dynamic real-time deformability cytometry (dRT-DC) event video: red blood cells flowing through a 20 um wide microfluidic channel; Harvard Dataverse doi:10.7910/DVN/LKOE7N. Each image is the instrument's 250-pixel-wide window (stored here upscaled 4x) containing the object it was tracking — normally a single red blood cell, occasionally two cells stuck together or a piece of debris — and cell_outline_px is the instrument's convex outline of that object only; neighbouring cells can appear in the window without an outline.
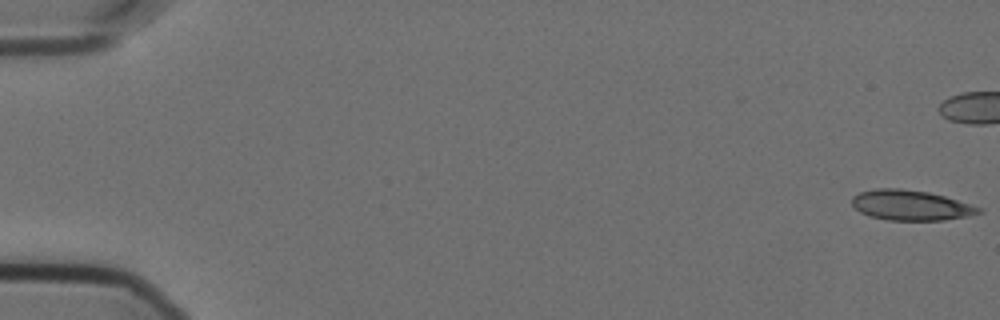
{"species": "Egyptian fruit bat (a non-hibernating species)", "species_latin": "Rousettus aegyptiacus", "temperature_condition": "cold", "stored_images_in_passage": 46, "camera_frame_rate_fps": 3000, "um_per_image_px": 0.085, "animal": {"sex": "female"}, "frame": {"image": 1, "passage_image": 1, "time_ms": 0.0, "image_size_px": [1000, 320], "cell_outline_px": [[984, 212], [972, 216], [944, 220], [888, 220], [868, 216], [860, 212], [852, 204], [852, 196], [860, 192], [876, 188], [900, 188], [928, 192], [944, 196], [980, 208]], "centroid_in_image_um": [77.4, 17.45], "position_along_channel_um": 7.6, "area_um2": 22.31}}
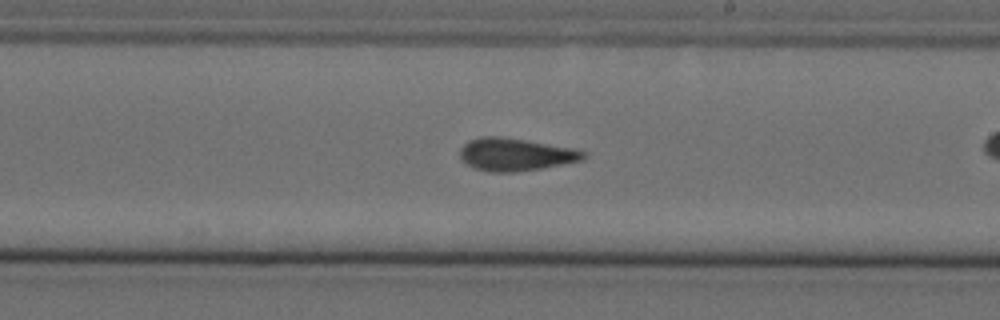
{"frame": {"image": 2, "passage_image": 34, "time_ms": 11.0, "image_size_px": [1000, 320], "cell_outline_px": [[588, 156], [584, 160], [540, 168], [512, 172], [488, 172], [472, 168], [460, 160], [460, 148], [468, 140], [480, 136], [500, 136], [572, 148], [588, 152]], "centroid_in_image_um": [43.78, 13.13], "position_along_channel_um": 245.2, "area_um2": 23.64}}
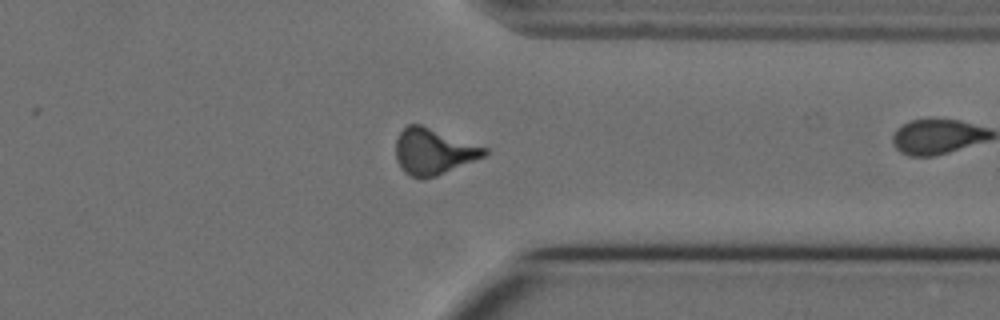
{"frame": {"image": 3, "passage_image": 45, "time_ms": 14.667, "image_size_px": [1000, 320], "cell_outline_px": [[488, 152], [484, 156], [436, 176], [412, 176], [404, 172], [400, 168], [396, 160], [396, 140], [400, 132], [408, 124], [420, 124], [488, 148]], "centroid_in_image_um": [36.82, 12.85], "position_along_channel_um": 374.6, "area_um2": 23.35}}